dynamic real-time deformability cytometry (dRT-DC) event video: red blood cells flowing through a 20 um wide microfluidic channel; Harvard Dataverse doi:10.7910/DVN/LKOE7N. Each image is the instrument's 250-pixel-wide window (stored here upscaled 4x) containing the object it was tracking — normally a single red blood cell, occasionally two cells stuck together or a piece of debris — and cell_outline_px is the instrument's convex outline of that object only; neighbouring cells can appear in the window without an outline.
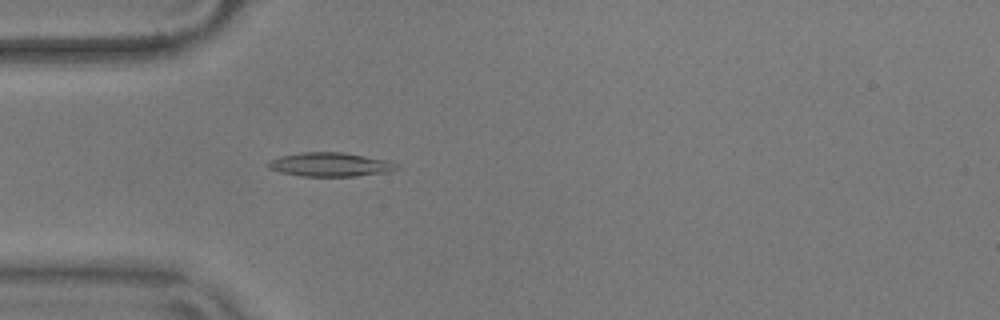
{"species": "common noctule bat (a hibernating species)", "species_latin": "Nyctalus noctula", "temperature_condition": "warm", "stored_images_in_passage": 45, "camera_frame_rate_fps": 3000, "um_per_image_px": 0.085, "animal": {"sex": "male", "body_mass_g": 17.9}, "frame": {"image": 1, "passage_image": 6, "time_ms": 1.667, "image_size_px": [1000, 320], "cell_outline_px": [[400, 168], [392, 172], [356, 176], [300, 176], [280, 172], [268, 168], [264, 164], [268, 160], [280, 156], [304, 152], [344, 152], [388, 160], [396, 164]], "centroid_in_image_um": [28.06, 13.99], "position_along_channel_um": 56.9, "area_um2": 18.21}}
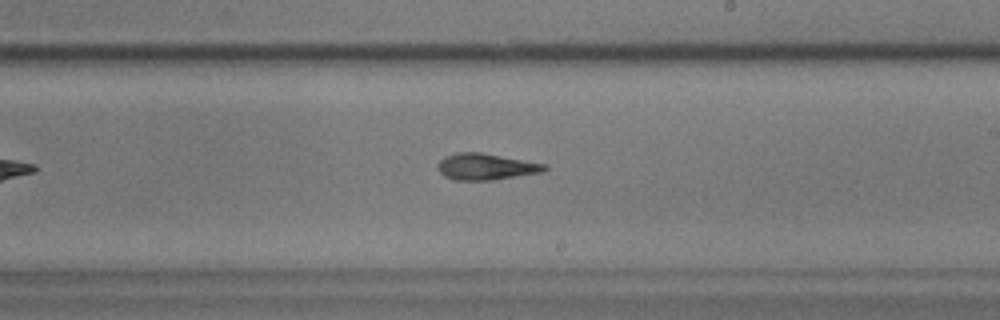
{"frame": {"image": 2, "passage_image": 22, "time_ms": 7.0, "image_size_px": [1000, 320], "cell_outline_px": [[548, 168], [544, 172], [492, 180], [456, 180], [444, 176], [436, 168], [436, 164], [444, 156], [456, 152], [480, 152], [548, 164]], "centroid_in_image_um": [41.3, 14.16], "position_along_channel_um": 247.7, "area_um2": 16.65}}
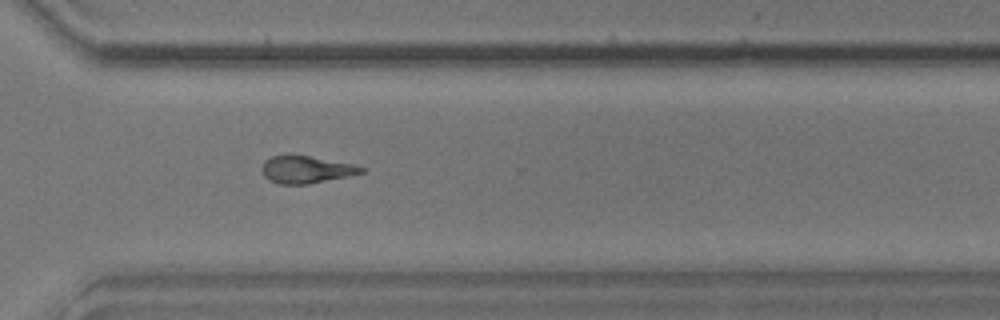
{"frame": {"image": 3, "passage_image": 30, "time_ms": 9.667, "image_size_px": [1000, 320], "cell_outline_px": [[364, 172], [348, 176], [308, 184], [280, 184], [268, 180], [264, 176], [260, 168], [264, 160], [272, 156], [308, 156], [352, 164], [364, 168]], "centroid_in_image_um": [25.97, 14.43], "position_along_channel_um": 344.6, "area_um2": 15.55}, "authors_computed_cell_mechanics": {"area_um2": 16.473, "velocity_mm_per_s": 3.6444, "shape_relaxation_time_tau1_ms": 7.7826, "shape_relaxation_time_tau2_ms": 3.6455, "deformation_change_tau1": 0.1918, "deformation_change_tau2": 0.1068}}